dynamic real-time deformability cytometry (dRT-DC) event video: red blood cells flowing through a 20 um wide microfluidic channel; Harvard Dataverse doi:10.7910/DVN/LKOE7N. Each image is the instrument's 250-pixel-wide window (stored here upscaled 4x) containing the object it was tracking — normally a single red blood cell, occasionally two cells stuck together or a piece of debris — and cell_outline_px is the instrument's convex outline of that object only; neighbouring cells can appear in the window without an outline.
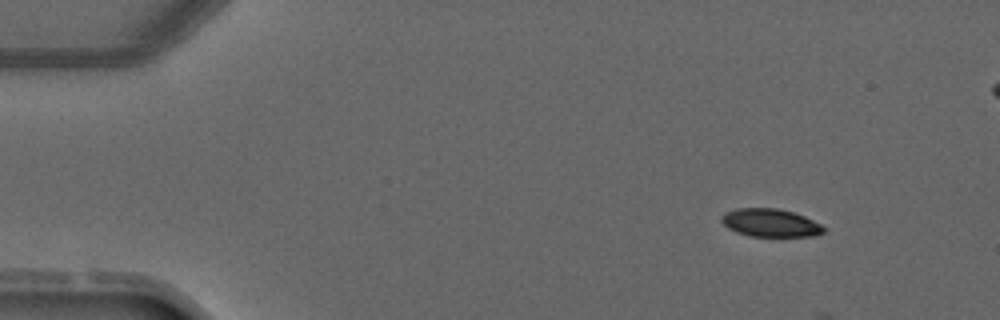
{"species": "common noctule bat (a hibernating species)", "species_latin": "Nyctalus noctula", "temperature_condition": "warm", "stored_images_in_passage": 5, "camera_frame_rate_fps": 3000, "um_per_image_px": 0.085, "animal": {"sex": "male", "forearm_length_mm": 52.5}, "frame": {"image": 1, "passage_image": 1, "time_ms": 0.0, "image_size_px": [1000, 320], "cell_outline_px": [[824, 232], [816, 236], [748, 236], [736, 232], [728, 228], [720, 220], [728, 212], [736, 208], [776, 208], [792, 212], [804, 216], [820, 224], [824, 228]], "centroid_in_image_um": [65.49, 18.95], "position_along_channel_um": 19.5, "area_um2": 16.47}}